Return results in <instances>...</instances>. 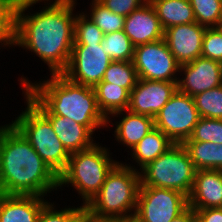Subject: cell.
<instances>
[{
    "label": "cell",
    "mask_w": 222,
    "mask_h": 222,
    "mask_svg": "<svg viewBox=\"0 0 222 222\" xmlns=\"http://www.w3.org/2000/svg\"><path fill=\"white\" fill-rule=\"evenodd\" d=\"M188 207V197L183 193L140 183L135 216L141 222H171Z\"/></svg>",
    "instance_id": "9"
},
{
    "label": "cell",
    "mask_w": 222,
    "mask_h": 222,
    "mask_svg": "<svg viewBox=\"0 0 222 222\" xmlns=\"http://www.w3.org/2000/svg\"><path fill=\"white\" fill-rule=\"evenodd\" d=\"M91 3L90 15L87 16L102 30L104 35L124 29V16L115 14L98 0H92Z\"/></svg>",
    "instance_id": "28"
},
{
    "label": "cell",
    "mask_w": 222,
    "mask_h": 222,
    "mask_svg": "<svg viewBox=\"0 0 222 222\" xmlns=\"http://www.w3.org/2000/svg\"><path fill=\"white\" fill-rule=\"evenodd\" d=\"M123 31L135 47L164 38V30L149 1L125 17Z\"/></svg>",
    "instance_id": "16"
},
{
    "label": "cell",
    "mask_w": 222,
    "mask_h": 222,
    "mask_svg": "<svg viewBox=\"0 0 222 222\" xmlns=\"http://www.w3.org/2000/svg\"><path fill=\"white\" fill-rule=\"evenodd\" d=\"M140 183V171L131 164L118 162L107 174L101 189L85 206V210L100 218L134 216Z\"/></svg>",
    "instance_id": "4"
},
{
    "label": "cell",
    "mask_w": 222,
    "mask_h": 222,
    "mask_svg": "<svg viewBox=\"0 0 222 222\" xmlns=\"http://www.w3.org/2000/svg\"><path fill=\"white\" fill-rule=\"evenodd\" d=\"M111 62L101 43L73 44L68 65L61 74L77 84L95 87Z\"/></svg>",
    "instance_id": "11"
},
{
    "label": "cell",
    "mask_w": 222,
    "mask_h": 222,
    "mask_svg": "<svg viewBox=\"0 0 222 222\" xmlns=\"http://www.w3.org/2000/svg\"><path fill=\"white\" fill-rule=\"evenodd\" d=\"M171 222H196V214L194 209L188 207L183 213L175 217Z\"/></svg>",
    "instance_id": "37"
},
{
    "label": "cell",
    "mask_w": 222,
    "mask_h": 222,
    "mask_svg": "<svg viewBox=\"0 0 222 222\" xmlns=\"http://www.w3.org/2000/svg\"><path fill=\"white\" fill-rule=\"evenodd\" d=\"M196 22L206 28L222 26L221 0H190Z\"/></svg>",
    "instance_id": "27"
},
{
    "label": "cell",
    "mask_w": 222,
    "mask_h": 222,
    "mask_svg": "<svg viewBox=\"0 0 222 222\" xmlns=\"http://www.w3.org/2000/svg\"><path fill=\"white\" fill-rule=\"evenodd\" d=\"M188 203L193 209L222 207V170H197Z\"/></svg>",
    "instance_id": "17"
},
{
    "label": "cell",
    "mask_w": 222,
    "mask_h": 222,
    "mask_svg": "<svg viewBox=\"0 0 222 222\" xmlns=\"http://www.w3.org/2000/svg\"><path fill=\"white\" fill-rule=\"evenodd\" d=\"M19 0H0V43L16 45V10ZM11 45V46H10Z\"/></svg>",
    "instance_id": "26"
},
{
    "label": "cell",
    "mask_w": 222,
    "mask_h": 222,
    "mask_svg": "<svg viewBox=\"0 0 222 222\" xmlns=\"http://www.w3.org/2000/svg\"><path fill=\"white\" fill-rule=\"evenodd\" d=\"M97 99V105L101 113L110 124V117H118L123 115V111L127 110L129 105L130 93L120 86H116L109 82H100L94 87ZM111 115V116H110Z\"/></svg>",
    "instance_id": "20"
},
{
    "label": "cell",
    "mask_w": 222,
    "mask_h": 222,
    "mask_svg": "<svg viewBox=\"0 0 222 222\" xmlns=\"http://www.w3.org/2000/svg\"><path fill=\"white\" fill-rule=\"evenodd\" d=\"M58 187L59 177L22 133L12 123L0 126V193L45 197Z\"/></svg>",
    "instance_id": "2"
},
{
    "label": "cell",
    "mask_w": 222,
    "mask_h": 222,
    "mask_svg": "<svg viewBox=\"0 0 222 222\" xmlns=\"http://www.w3.org/2000/svg\"><path fill=\"white\" fill-rule=\"evenodd\" d=\"M50 75L39 84L22 76L19 80L22 88H26L52 115L72 119L93 134L108 125L98 108L94 87L72 82L62 74Z\"/></svg>",
    "instance_id": "3"
},
{
    "label": "cell",
    "mask_w": 222,
    "mask_h": 222,
    "mask_svg": "<svg viewBox=\"0 0 222 222\" xmlns=\"http://www.w3.org/2000/svg\"><path fill=\"white\" fill-rule=\"evenodd\" d=\"M85 206L55 209L54 204L48 202L41 210L36 222H80Z\"/></svg>",
    "instance_id": "32"
},
{
    "label": "cell",
    "mask_w": 222,
    "mask_h": 222,
    "mask_svg": "<svg viewBox=\"0 0 222 222\" xmlns=\"http://www.w3.org/2000/svg\"><path fill=\"white\" fill-rule=\"evenodd\" d=\"M201 56L222 63V27L206 28Z\"/></svg>",
    "instance_id": "33"
},
{
    "label": "cell",
    "mask_w": 222,
    "mask_h": 222,
    "mask_svg": "<svg viewBox=\"0 0 222 222\" xmlns=\"http://www.w3.org/2000/svg\"><path fill=\"white\" fill-rule=\"evenodd\" d=\"M26 110L12 121L47 166L59 177L66 169L70 153L60 142L50 121L27 99Z\"/></svg>",
    "instance_id": "6"
},
{
    "label": "cell",
    "mask_w": 222,
    "mask_h": 222,
    "mask_svg": "<svg viewBox=\"0 0 222 222\" xmlns=\"http://www.w3.org/2000/svg\"><path fill=\"white\" fill-rule=\"evenodd\" d=\"M103 6L115 14L127 17L140 8L148 0H98Z\"/></svg>",
    "instance_id": "34"
},
{
    "label": "cell",
    "mask_w": 222,
    "mask_h": 222,
    "mask_svg": "<svg viewBox=\"0 0 222 222\" xmlns=\"http://www.w3.org/2000/svg\"><path fill=\"white\" fill-rule=\"evenodd\" d=\"M24 97L27 98L51 123L60 142L71 154L92 147L95 143L93 133L67 117L52 115L26 88H23Z\"/></svg>",
    "instance_id": "14"
},
{
    "label": "cell",
    "mask_w": 222,
    "mask_h": 222,
    "mask_svg": "<svg viewBox=\"0 0 222 222\" xmlns=\"http://www.w3.org/2000/svg\"><path fill=\"white\" fill-rule=\"evenodd\" d=\"M102 30L87 16V13L76 14L74 21V44L101 43Z\"/></svg>",
    "instance_id": "30"
},
{
    "label": "cell",
    "mask_w": 222,
    "mask_h": 222,
    "mask_svg": "<svg viewBox=\"0 0 222 222\" xmlns=\"http://www.w3.org/2000/svg\"><path fill=\"white\" fill-rule=\"evenodd\" d=\"M183 78L178 79L177 88L191 97L222 85V63L205 57L180 65Z\"/></svg>",
    "instance_id": "13"
},
{
    "label": "cell",
    "mask_w": 222,
    "mask_h": 222,
    "mask_svg": "<svg viewBox=\"0 0 222 222\" xmlns=\"http://www.w3.org/2000/svg\"><path fill=\"white\" fill-rule=\"evenodd\" d=\"M101 45L112 61L133 60L135 46L123 30L105 34Z\"/></svg>",
    "instance_id": "25"
},
{
    "label": "cell",
    "mask_w": 222,
    "mask_h": 222,
    "mask_svg": "<svg viewBox=\"0 0 222 222\" xmlns=\"http://www.w3.org/2000/svg\"><path fill=\"white\" fill-rule=\"evenodd\" d=\"M196 222H222V207L194 209Z\"/></svg>",
    "instance_id": "35"
},
{
    "label": "cell",
    "mask_w": 222,
    "mask_h": 222,
    "mask_svg": "<svg viewBox=\"0 0 222 222\" xmlns=\"http://www.w3.org/2000/svg\"><path fill=\"white\" fill-rule=\"evenodd\" d=\"M205 30L206 27L197 22L174 25L164 30V40L180 65L201 56Z\"/></svg>",
    "instance_id": "15"
},
{
    "label": "cell",
    "mask_w": 222,
    "mask_h": 222,
    "mask_svg": "<svg viewBox=\"0 0 222 222\" xmlns=\"http://www.w3.org/2000/svg\"><path fill=\"white\" fill-rule=\"evenodd\" d=\"M39 2L42 0H19L16 46L35 53L48 65L50 74H61L72 53L76 17L73 10L77 3L74 0H52L40 12L25 14L27 9Z\"/></svg>",
    "instance_id": "1"
},
{
    "label": "cell",
    "mask_w": 222,
    "mask_h": 222,
    "mask_svg": "<svg viewBox=\"0 0 222 222\" xmlns=\"http://www.w3.org/2000/svg\"><path fill=\"white\" fill-rule=\"evenodd\" d=\"M178 82L138 79L130 92L127 110L155 118L176 92Z\"/></svg>",
    "instance_id": "12"
},
{
    "label": "cell",
    "mask_w": 222,
    "mask_h": 222,
    "mask_svg": "<svg viewBox=\"0 0 222 222\" xmlns=\"http://www.w3.org/2000/svg\"><path fill=\"white\" fill-rule=\"evenodd\" d=\"M196 168L182 144H174L140 172L143 186L177 190L187 197L191 193Z\"/></svg>",
    "instance_id": "7"
},
{
    "label": "cell",
    "mask_w": 222,
    "mask_h": 222,
    "mask_svg": "<svg viewBox=\"0 0 222 222\" xmlns=\"http://www.w3.org/2000/svg\"><path fill=\"white\" fill-rule=\"evenodd\" d=\"M163 30L180 24L196 22L190 0H148Z\"/></svg>",
    "instance_id": "21"
},
{
    "label": "cell",
    "mask_w": 222,
    "mask_h": 222,
    "mask_svg": "<svg viewBox=\"0 0 222 222\" xmlns=\"http://www.w3.org/2000/svg\"><path fill=\"white\" fill-rule=\"evenodd\" d=\"M132 62L139 79L178 82L176 73H180V64L164 38L136 46Z\"/></svg>",
    "instance_id": "10"
},
{
    "label": "cell",
    "mask_w": 222,
    "mask_h": 222,
    "mask_svg": "<svg viewBox=\"0 0 222 222\" xmlns=\"http://www.w3.org/2000/svg\"><path fill=\"white\" fill-rule=\"evenodd\" d=\"M200 117L222 119V85L193 96Z\"/></svg>",
    "instance_id": "29"
},
{
    "label": "cell",
    "mask_w": 222,
    "mask_h": 222,
    "mask_svg": "<svg viewBox=\"0 0 222 222\" xmlns=\"http://www.w3.org/2000/svg\"><path fill=\"white\" fill-rule=\"evenodd\" d=\"M174 143L156 127L151 130L138 144L131 150L132 158L142 170L150 162L157 159L166 152Z\"/></svg>",
    "instance_id": "22"
},
{
    "label": "cell",
    "mask_w": 222,
    "mask_h": 222,
    "mask_svg": "<svg viewBox=\"0 0 222 222\" xmlns=\"http://www.w3.org/2000/svg\"><path fill=\"white\" fill-rule=\"evenodd\" d=\"M106 147L95 144L70 154L65 171L59 176V188L71 184L86 206L101 189L107 174L118 163L111 159Z\"/></svg>",
    "instance_id": "5"
},
{
    "label": "cell",
    "mask_w": 222,
    "mask_h": 222,
    "mask_svg": "<svg viewBox=\"0 0 222 222\" xmlns=\"http://www.w3.org/2000/svg\"><path fill=\"white\" fill-rule=\"evenodd\" d=\"M47 203L43 196L0 193V222H36Z\"/></svg>",
    "instance_id": "18"
},
{
    "label": "cell",
    "mask_w": 222,
    "mask_h": 222,
    "mask_svg": "<svg viewBox=\"0 0 222 222\" xmlns=\"http://www.w3.org/2000/svg\"><path fill=\"white\" fill-rule=\"evenodd\" d=\"M80 222H122V218H100L84 210Z\"/></svg>",
    "instance_id": "36"
},
{
    "label": "cell",
    "mask_w": 222,
    "mask_h": 222,
    "mask_svg": "<svg viewBox=\"0 0 222 222\" xmlns=\"http://www.w3.org/2000/svg\"><path fill=\"white\" fill-rule=\"evenodd\" d=\"M137 71L132 61H112L106 69L101 82H109L125 88L129 93L138 81Z\"/></svg>",
    "instance_id": "24"
},
{
    "label": "cell",
    "mask_w": 222,
    "mask_h": 222,
    "mask_svg": "<svg viewBox=\"0 0 222 222\" xmlns=\"http://www.w3.org/2000/svg\"><path fill=\"white\" fill-rule=\"evenodd\" d=\"M124 112L126 115L115 124L114 137L118 143L120 142L132 149L155 128L154 118L135 114L128 110H124Z\"/></svg>",
    "instance_id": "19"
},
{
    "label": "cell",
    "mask_w": 222,
    "mask_h": 222,
    "mask_svg": "<svg viewBox=\"0 0 222 222\" xmlns=\"http://www.w3.org/2000/svg\"><path fill=\"white\" fill-rule=\"evenodd\" d=\"M196 170H222V144L201 141H184Z\"/></svg>",
    "instance_id": "23"
},
{
    "label": "cell",
    "mask_w": 222,
    "mask_h": 222,
    "mask_svg": "<svg viewBox=\"0 0 222 222\" xmlns=\"http://www.w3.org/2000/svg\"><path fill=\"white\" fill-rule=\"evenodd\" d=\"M199 119L193 97L177 89L156 115L154 123L174 144H182L190 138Z\"/></svg>",
    "instance_id": "8"
},
{
    "label": "cell",
    "mask_w": 222,
    "mask_h": 222,
    "mask_svg": "<svg viewBox=\"0 0 222 222\" xmlns=\"http://www.w3.org/2000/svg\"><path fill=\"white\" fill-rule=\"evenodd\" d=\"M122 222H141L135 215L122 218Z\"/></svg>",
    "instance_id": "38"
},
{
    "label": "cell",
    "mask_w": 222,
    "mask_h": 222,
    "mask_svg": "<svg viewBox=\"0 0 222 222\" xmlns=\"http://www.w3.org/2000/svg\"><path fill=\"white\" fill-rule=\"evenodd\" d=\"M186 141L222 144V119L200 117L190 138Z\"/></svg>",
    "instance_id": "31"
}]
</instances>
